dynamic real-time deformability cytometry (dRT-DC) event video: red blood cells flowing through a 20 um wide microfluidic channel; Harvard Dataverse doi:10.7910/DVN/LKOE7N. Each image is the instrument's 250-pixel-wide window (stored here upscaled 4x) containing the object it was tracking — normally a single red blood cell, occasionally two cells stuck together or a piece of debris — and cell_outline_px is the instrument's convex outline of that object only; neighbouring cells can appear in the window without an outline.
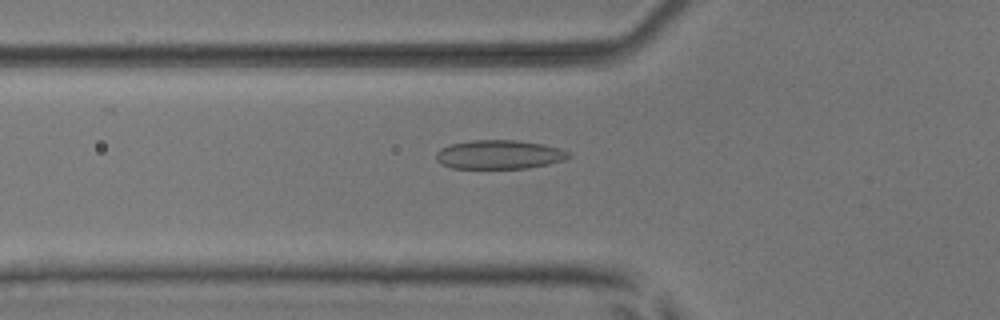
{"species": "common noctule bat (a hibernating species)", "species_latin": "Nyctalus noctula", "temperature_condition": "room temperature", "stored_images_in_passage": 49, "camera_frame_rate_fps": 3000, "um_per_image_px": 0.085, "animal": {"sex": "male", "body_mass_g": 17.9, "forearm_length_mm": 54.2}, "frame": {"image": 1, "passage_image": 15, "time_ms": 4.667, "image_size_px": [1000, 320], "cell_outline_px": [[572, 156], [564, 160], [548, 164], [528, 168], [452, 168], [440, 164], [436, 160], [436, 152], [440, 148], [452, 144], [472, 140], [516, 140], [544, 144], [560, 148], [572, 152]], "centroid_in_image_um": [42.46, 13.13], "position_along_channel_um": 83.3, "area_um2": 22.54}}
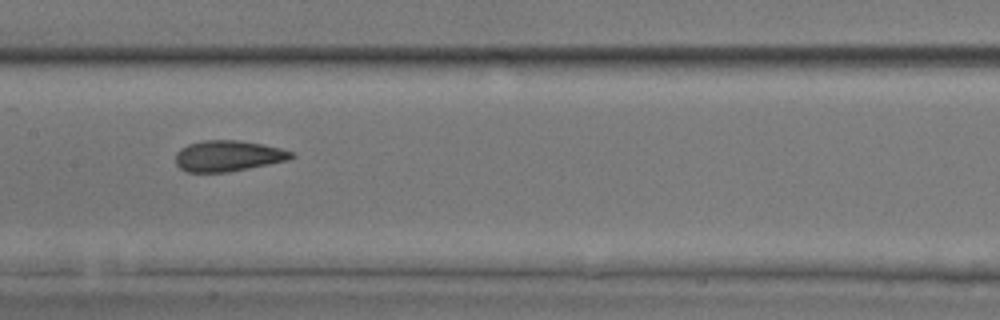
{"frame": {"image": 2, "passage_image": 23, "time_ms": 7.333, "image_size_px": [1000, 320], "cell_outline_px": [[296, 156], [288, 160], [228, 172], [188, 172], [180, 168], [176, 164], [176, 152], [180, 148], [188, 144], [204, 140], [240, 140], [280, 148], [296, 152]], "centroid_in_image_um": [19.39, 13.25], "position_along_channel_um": 188.0, "area_um2": 20.87}}
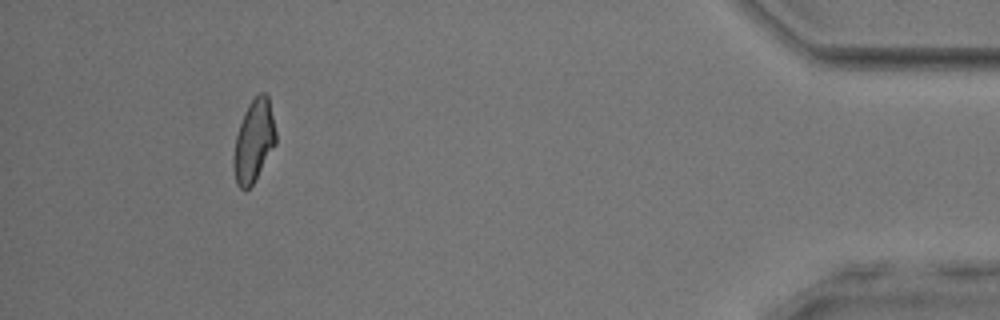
{"frame": {"image": 3, "passage_image": 45, "time_ms": 14.667, "image_size_px": [1000, 320], "cell_outline_px": [[276, 144], [252, 184], [248, 188], [240, 188], [236, 184], [232, 164], [232, 156], [236, 136], [244, 112], [248, 104], [260, 92], [264, 92], [268, 96], [276, 132]], "centroid_in_image_um": [21.56, 11.98], "position_along_channel_um": 413.6, "area_um2": 20.11}, "authors_computed_cell_mechanics": {"area_um2": 21.2704, "velocity_mm_per_s": 3.9098, "shape_relaxation_time_tau1_ms": 5.9296, "shape_relaxation_time_tau2_ms": 1.5614, "deformation_change_tau1": 0.1521, "deformation_change_tau2": 0.0757}}